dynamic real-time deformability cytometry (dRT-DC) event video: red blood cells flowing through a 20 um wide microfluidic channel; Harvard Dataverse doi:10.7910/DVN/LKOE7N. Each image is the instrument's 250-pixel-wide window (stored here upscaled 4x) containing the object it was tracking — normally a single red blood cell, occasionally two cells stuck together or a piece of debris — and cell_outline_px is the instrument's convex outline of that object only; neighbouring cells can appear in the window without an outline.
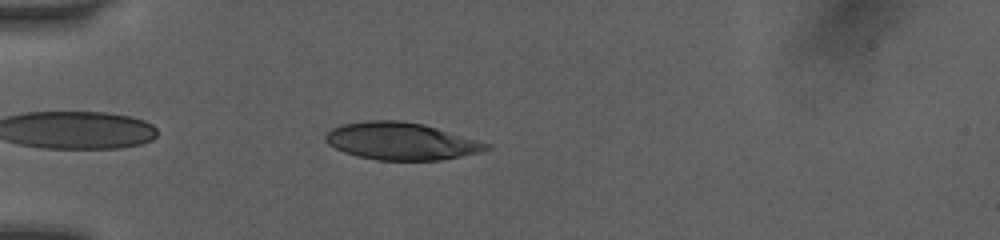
{"species": "human", "species_latin": "Homo sapiens", "temperature_condition": "room temperature", "stored_images_in_passage": 39, "camera_frame_rate_fps": 3000, "um_per_image_px": 0.085, "donor": {"sex": "female"}, "frame": {"image": 1, "passage_image": 3, "time_ms": 0.667, "image_size_px": [1000, 240], "cell_outline_px": [[492, 148], [460, 156], [440, 160], [376, 160], [356, 156], [344, 152], [328, 144], [324, 140], [324, 136], [332, 128], [344, 124], [368, 120], [400, 120], [424, 124], [492, 144]], "centroid_in_image_um": [34.08, 12.0], "position_along_channel_um": 50.9, "area_um2": 34.91}}
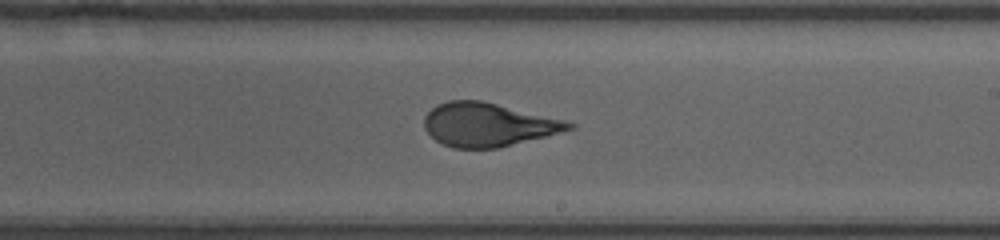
{"frame": {"image": 2, "passage_image": 19, "time_ms": 6.0, "image_size_px": [1000, 240], "cell_outline_px": [[576, 128], [496, 148], [452, 148], [436, 140], [424, 128], [424, 116], [436, 104], [448, 100], [484, 100], [564, 120], [576, 124]], "centroid_in_image_um": [41.45, 10.57], "position_along_channel_um": 247.5, "area_um2": 36.53}}
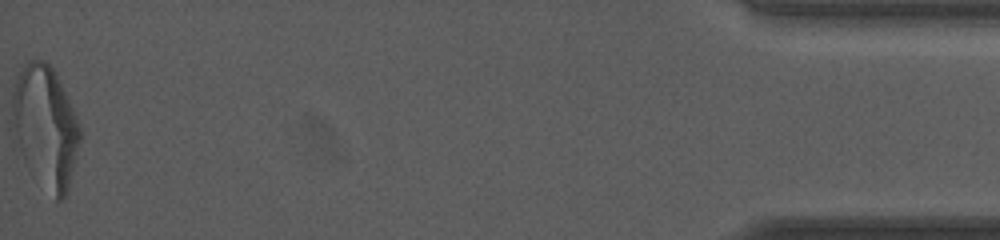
{"frame": {"image": 3, "passage_image": 39, "time_ms": 12.667, "image_size_px": [1000, 240], "cell_outline_px": [[80, 140], [68, 188], [64, 196], [56, 204], [28, 168], [24, 160], [20, 148], [12, 112], [12, 92], [20, 64], [28, 60], [44, 60], [56, 72], [72, 108], [80, 128]], "centroid_in_image_um": [3.86, 10.75], "position_along_channel_um": 431.3, "area_um2": 47.69}, "authors_computed_cell_mechanics": {"area_um2": 36.9342, "velocity_mm_per_s": 4.0667, "shape_relaxation_time_tau1_ms": 5.397, "shape_relaxation_time_tau2_ms": 0.6658, "deformation_change_tau1": 0.2222, "deformation_change_tau2": 0.0754}}